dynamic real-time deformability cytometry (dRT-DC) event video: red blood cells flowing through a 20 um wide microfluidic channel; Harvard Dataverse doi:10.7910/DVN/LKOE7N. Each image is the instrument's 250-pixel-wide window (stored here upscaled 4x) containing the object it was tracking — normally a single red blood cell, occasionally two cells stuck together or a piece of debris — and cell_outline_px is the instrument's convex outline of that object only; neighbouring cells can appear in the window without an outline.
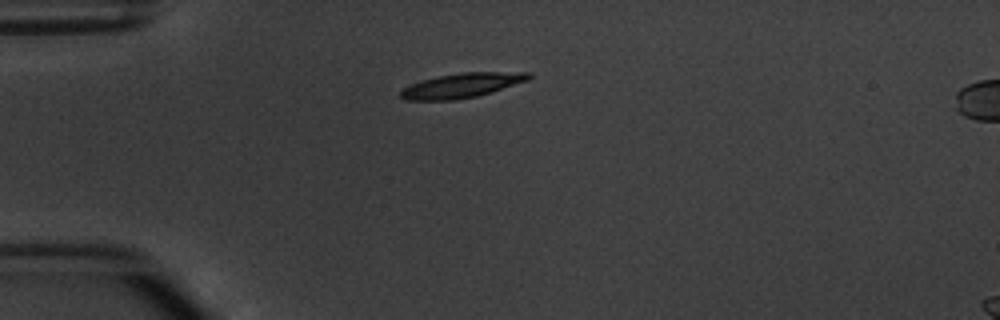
{"species": "common noctule bat (a hibernating species)", "species_latin": "Nyctalus noctula", "temperature_condition": "warm", "stored_images_in_passage": 3, "camera_frame_rate_fps": 3000, "um_per_image_px": 0.085, "animal": {"sex": "male", "body_mass_g": 20.1, "forearm_length_mm": 53.5}, "frame": {"image": 1, "passage_image": 1, "time_ms": 0.0, "image_size_px": [1000, 320], "cell_outline_px": [[532, 76], [528, 80], [492, 92], [476, 96], [456, 100], [408, 100], [400, 96], [400, 92], [404, 88], [412, 84], [424, 80], [440, 76], [460, 72], [532, 72]], "centroid_in_image_um": [39.31, 7.26], "position_along_channel_um": 45.7, "area_um2": 18.15}}